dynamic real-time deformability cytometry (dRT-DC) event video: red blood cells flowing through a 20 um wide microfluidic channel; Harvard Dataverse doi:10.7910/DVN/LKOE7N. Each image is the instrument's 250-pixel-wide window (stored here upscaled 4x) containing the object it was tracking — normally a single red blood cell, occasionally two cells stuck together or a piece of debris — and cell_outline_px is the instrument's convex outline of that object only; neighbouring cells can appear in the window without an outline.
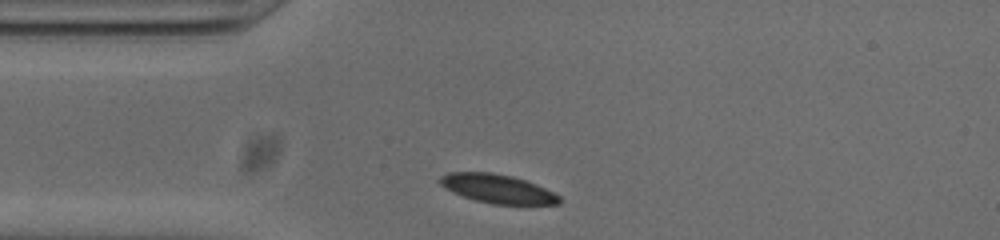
{"species": "common noctule bat (a hibernating species)", "species_latin": "Nyctalus noctula", "temperature_condition": "cold", "stored_images_in_passage": 32, "camera_frame_rate_fps": 3000, "um_per_image_px": 0.085, "animal": {"sex": "male", "body_mass_g": 20.0, "forearm_length_mm": 53.3}, "frame": {"image": 1, "passage_image": 2, "time_ms": 0.333, "image_size_px": [1000, 240], "cell_outline_px": [[560, 204], [492, 204], [476, 200], [452, 192], [440, 184], [436, 180], [440, 176], [448, 172], [492, 172], [512, 176], [536, 184], [560, 196]], "centroid_in_image_um": [42.25, 16.03], "position_along_channel_um": 42.8, "area_um2": 19.94}}
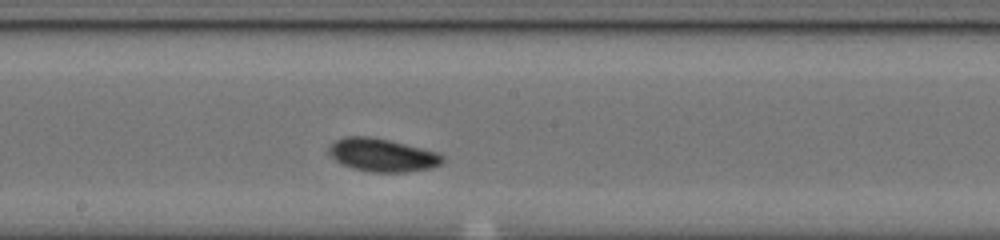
{"frame": {"image": 2, "passage_image": 17, "time_ms": 5.333, "image_size_px": [1000, 240], "cell_outline_px": [[444, 160], [440, 164], [428, 168], [408, 172], [368, 172], [352, 168], [340, 164], [328, 152], [328, 148], [336, 140], [344, 136], [368, 136], [388, 140], [436, 152], [444, 156]], "centroid_in_image_um": [32.45, 13.19], "position_along_channel_um": 215.7, "area_um2": 21.73}}
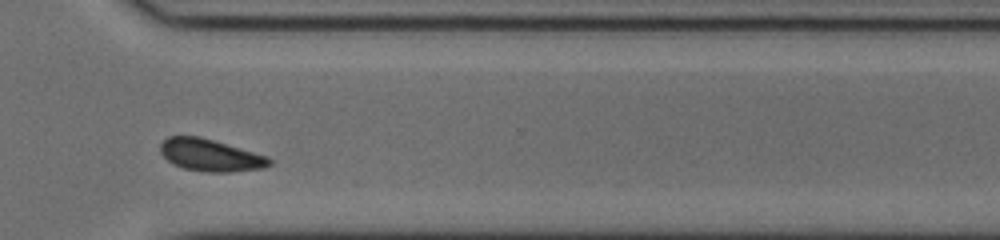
{"frame": {"image": 3, "passage_image": 28, "time_ms": 9.0, "image_size_px": [1000, 240], "cell_outline_px": [[272, 164], [264, 168], [228, 172], [204, 172], [184, 168], [172, 164], [160, 152], [160, 144], [168, 136], [200, 136], [268, 156], [272, 160]], "centroid_in_image_um": [17.89, 13.19], "position_along_channel_um": 352.7, "area_um2": 20.46}, "authors_computed_cell_mechanics": {"area_um2": 20.8369, "velocity_mm_per_s": 3.7342, "shape_relaxation_time_tau1_ms": 4.4237, "shape_relaxation_time_tau2_ms": null, "deformation_change_tau1": 0.1089, "deformation_change_tau2": null}}